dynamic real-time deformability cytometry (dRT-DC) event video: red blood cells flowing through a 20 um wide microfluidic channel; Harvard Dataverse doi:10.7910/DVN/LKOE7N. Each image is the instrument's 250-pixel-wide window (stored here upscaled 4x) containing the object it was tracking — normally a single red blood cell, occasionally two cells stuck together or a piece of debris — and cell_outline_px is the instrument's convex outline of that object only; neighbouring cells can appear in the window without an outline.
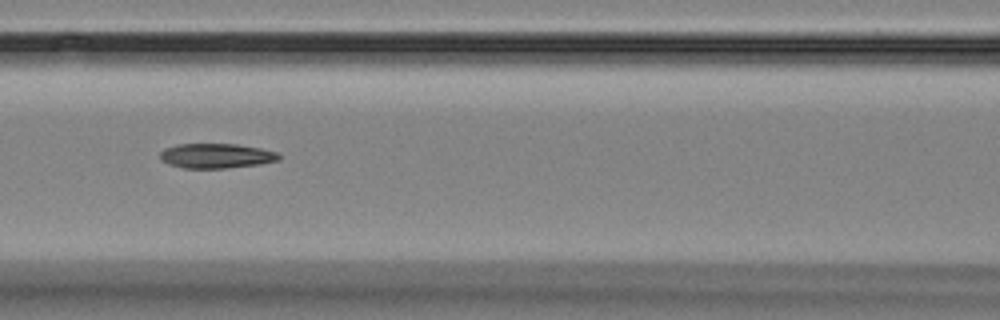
{"species": "Egyptian fruit bat (a non-hibernating species)", "species_latin": "Rousettus aegyptiacus", "temperature_condition": "room temperature", "stored_images_in_passage": 7, "camera_frame_rate_fps": 3000, "um_per_image_px": 0.085, "animal": {"sex": "female"}, "frame": {"image": 1, "passage_image": 6, "time_ms": 5.667, "image_size_px": [1000, 320], "cell_outline_px": [[280, 160], [260, 164], [224, 168], [184, 168], [168, 164], [160, 160], [160, 152], [164, 148], [176, 144], [236, 144], [260, 148], [276, 152], [280, 156]], "centroid_in_image_um": [18.35, 13.24], "position_along_channel_um": 148.3, "area_um2": 17.17}}
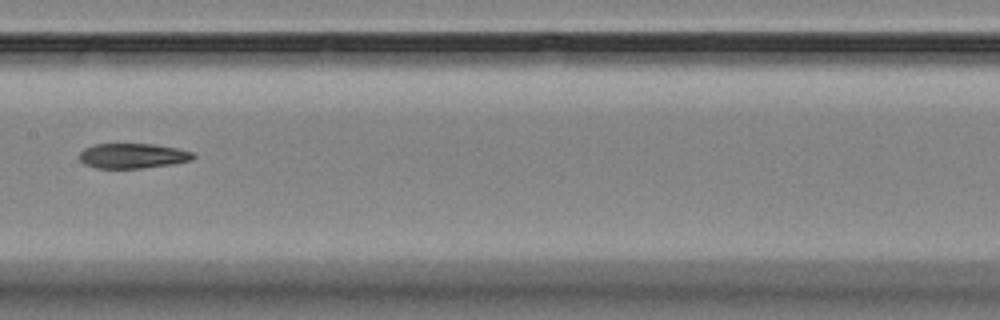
{"frame": {"image": 2, "passage_image": 7, "time_ms": 7.0, "image_size_px": [1000, 320], "cell_outline_px": [[196, 156], [192, 160], [172, 164], [140, 168], [96, 168], [84, 164], [80, 160], [80, 152], [84, 148], [92, 144], [152, 144], [176, 148], [192, 152]], "centroid_in_image_um": [11.26, 13.24], "position_along_channel_um": 196.1, "area_um2": 16.53}}